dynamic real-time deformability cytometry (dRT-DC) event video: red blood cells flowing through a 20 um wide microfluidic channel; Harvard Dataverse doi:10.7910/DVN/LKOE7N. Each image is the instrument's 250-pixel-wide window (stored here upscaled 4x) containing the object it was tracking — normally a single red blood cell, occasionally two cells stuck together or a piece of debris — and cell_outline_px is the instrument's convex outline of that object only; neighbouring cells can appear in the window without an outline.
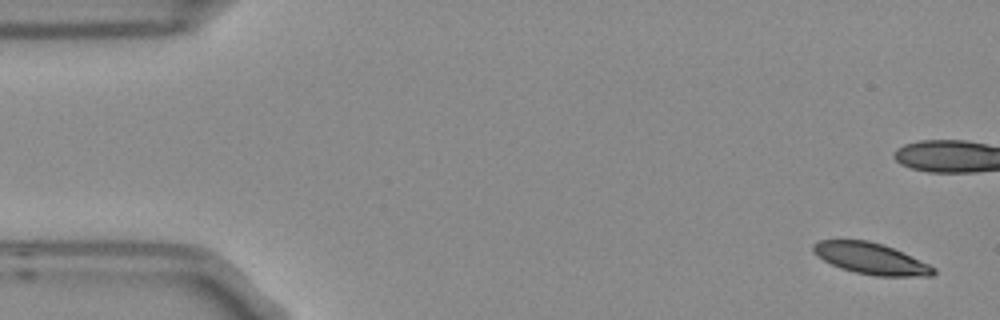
{"species": "Egyptian fruit bat (a non-hibernating species)", "species_latin": "Rousettus aegyptiacus", "temperature_condition": "room temperature", "stored_images_in_passage": 5, "camera_frame_rate_fps": 3000, "um_per_image_px": 0.085, "frame": {"image": 1, "passage_image": 1, "time_ms": 0.0, "image_size_px": [1000, 320], "cell_outline_px": [[936, 272], [932, 276], [876, 276], [856, 272], [840, 268], [824, 260], [812, 252], [812, 244], [820, 240], [868, 240], [884, 244], [928, 264], [936, 268]], "centroid_in_image_um": [74.01, 21.97], "position_along_channel_um": 11.0, "area_um2": 21.79}}